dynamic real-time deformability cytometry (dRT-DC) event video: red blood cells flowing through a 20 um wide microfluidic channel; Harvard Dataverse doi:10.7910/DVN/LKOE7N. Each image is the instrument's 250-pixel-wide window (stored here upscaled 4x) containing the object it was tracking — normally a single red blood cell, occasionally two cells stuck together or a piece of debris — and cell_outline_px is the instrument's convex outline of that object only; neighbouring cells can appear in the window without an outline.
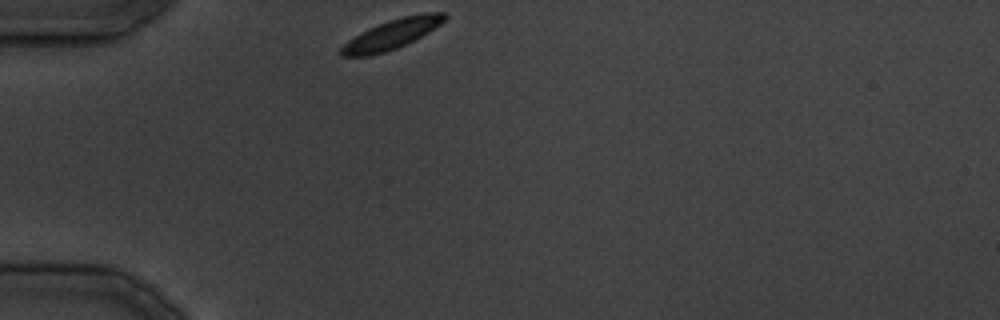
{"species": "common noctule bat (a hibernating species)", "species_latin": "Nyctalus noctula", "temperature_condition": "cold", "stored_images_in_passage": 21, "camera_frame_rate_fps": 3000, "um_per_image_px": 0.085, "animal": {"sex": "male", "body_mass_g": 19.5, "forearm_length_mm": 54.6}, "frame": {"image": 1, "passage_image": 1, "time_ms": 0.0, "image_size_px": [1000, 320], "cell_outline_px": [[448, 16], [440, 24], [428, 32], [396, 48], [384, 52], [368, 56], [340, 56], [340, 48], [348, 40], [368, 28], [388, 20], [404, 16], [424, 12], [444, 12]], "centroid_in_image_um": [33.29, 2.9], "position_along_channel_um": 51.7, "area_um2": 17.57}}
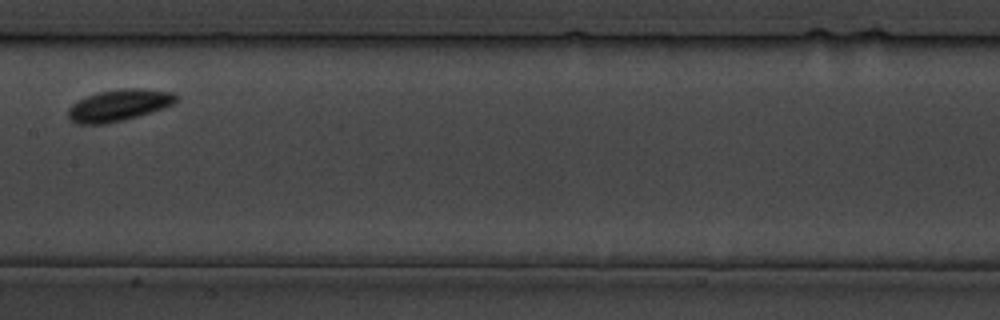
{"frame": {"image": 2, "passage_image": 10, "time_ms": 11.333, "image_size_px": [1000, 320], "cell_outline_px": [[180, 100], [164, 108], [124, 120], [104, 124], [76, 124], [68, 116], [68, 108], [72, 104], [88, 96], [100, 92], [120, 88], [140, 88], [172, 92], [180, 96]], "centroid_in_image_um": [10.15, 8.94], "position_along_channel_um": 197.3, "area_um2": 19.88}}
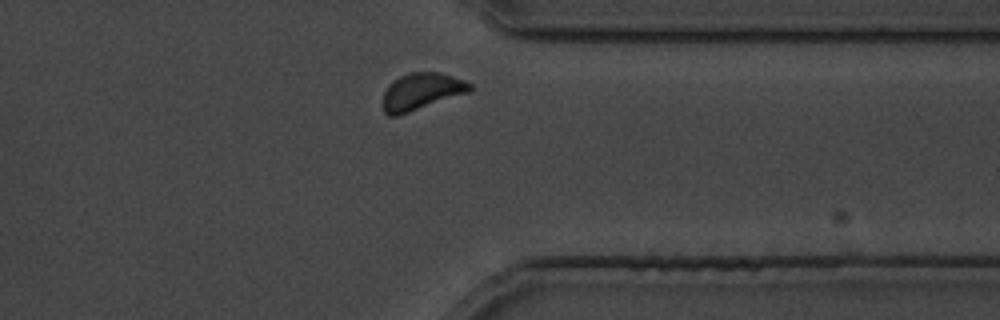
{"frame": {"image": 3, "passage_image": 20, "time_ms": 23.667, "image_size_px": [1000, 320], "cell_outline_px": [[472, 88], [468, 92], [396, 116], [388, 116], [384, 112], [384, 92], [400, 76], [412, 72], [436, 72], [452, 76], [464, 80], [472, 84]], "centroid_in_image_um": [35.83, 7.77], "position_along_channel_um": 375.6, "area_um2": 18.03}}